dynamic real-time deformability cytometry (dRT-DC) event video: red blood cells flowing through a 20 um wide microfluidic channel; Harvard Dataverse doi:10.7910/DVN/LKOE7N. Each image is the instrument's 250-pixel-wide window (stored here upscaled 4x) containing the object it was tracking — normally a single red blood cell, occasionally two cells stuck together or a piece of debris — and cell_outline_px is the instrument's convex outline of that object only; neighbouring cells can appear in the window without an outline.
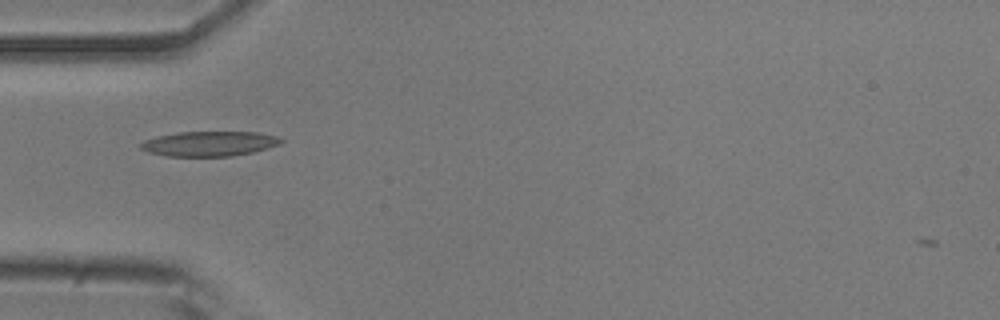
{"species": "common noctule bat (a hibernating species)", "species_latin": "Nyctalus noctula", "temperature_condition": "room temperature", "stored_images_in_passage": 31, "camera_frame_rate_fps": 3000, "um_per_image_px": 0.085, "animal": {"sex": "male", "body_mass_g": 20.5, "forearm_length_mm": 52.5}, "frame": {"image": 1, "passage_image": 1, "time_ms": 0.0, "image_size_px": [1000, 320], "cell_outline_px": [[284, 140], [280, 144], [268, 148], [252, 152], [232, 156], [164, 156], [148, 152], [140, 148], [140, 144], [144, 140], [156, 136], [180, 132], [256, 132], [276, 136]], "centroid_in_image_um": [17.77, 12.21], "position_along_channel_um": 67.2, "area_um2": 20.35}}
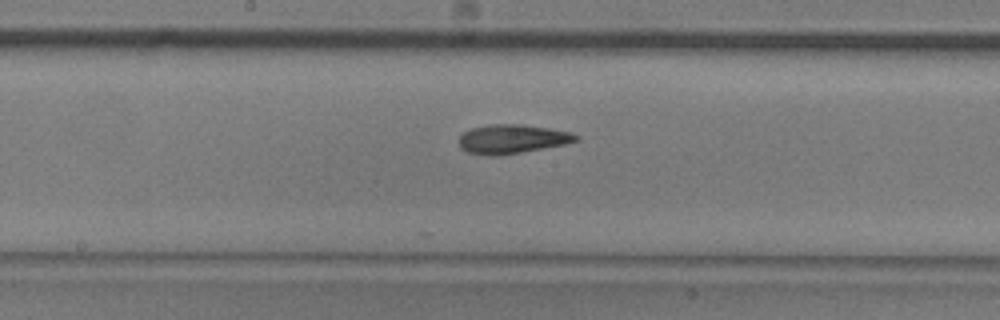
{"frame": {"image": 2, "passage_image": 12, "time_ms": 3.667, "image_size_px": [1000, 320], "cell_outline_px": [[580, 140], [564, 144], [520, 152], [496, 156], [488, 156], [468, 152], [460, 148], [460, 136], [464, 132], [472, 128], [492, 124], [520, 124], [548, 128], [568, 132], [580, 136]], "centroid_in_image_um": [43.52, 11.82], "position_along_channel_um": 204.7, "area_um2": 19.54}}
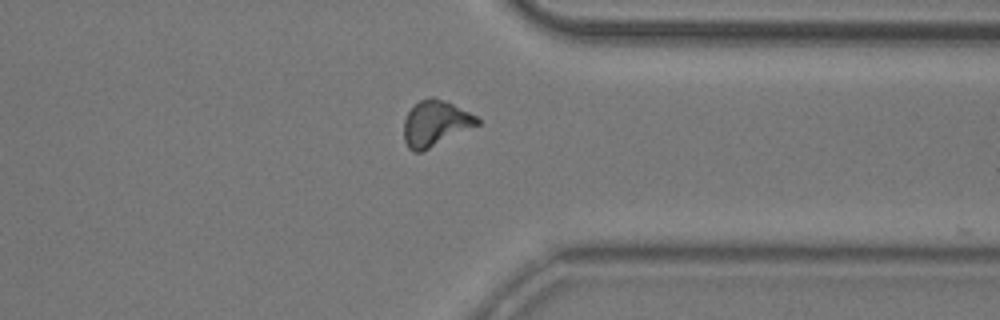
{"frame": {"image": 3, "passage_image": 26, "time_ms": 8.333, "image_size_px": [1000, 320], "cell_outline_px": [[480, 124], [420, 152], [412, 152], [408, 148], [404, 140], [404, 120], [408, 112], [420, 100], [432, 96], [444, 100], [476, 116], [480, 120]], "centroid_in_image_um": [36.99, 10.49], "position_along_channel_um": 374.4, "area_um2": 19.19}, "authors_computed_cell_mechanics": {"area_um2": 18.9584, "velocity_mm_per_s": 3.7255, "shape_relaxation_time_tau1_ms": 4.7639, "shape_relaxation_time_tau2_ms": 2.4994, "deformation_change_tau1": 0.1463, "deformation_change_tau2": 0.0923}}